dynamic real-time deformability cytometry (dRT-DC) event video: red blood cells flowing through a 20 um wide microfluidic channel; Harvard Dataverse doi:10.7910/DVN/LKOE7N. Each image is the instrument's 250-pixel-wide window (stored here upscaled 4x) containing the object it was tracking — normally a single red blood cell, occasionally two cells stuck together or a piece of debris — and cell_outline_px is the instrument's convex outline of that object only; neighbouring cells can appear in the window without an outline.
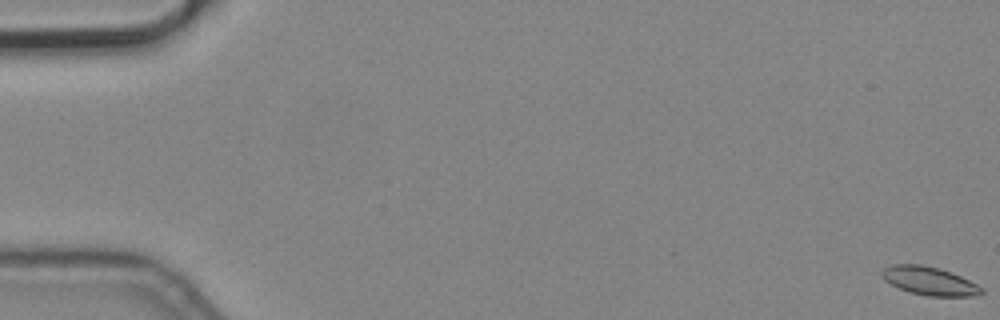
{"species": "common noctule bat (a hibernating species)", "species_latin": "Nyctalus noctula", "temperature_condition": "cold", "stored_images_in_passage": 6, "camera_frame_rate_fps": 3000, "um_per_image_px": 0.085, "animal": {"sex": "male", "body_mass_g": 19.2, "forearm_length_mm": 51.8}, "frame": {"image": 1, "passage_image": 1, "time_ms": 0.0, "image_size_px": [1000, 320], "cell_outline_px": [[984, 292], [972, 296], [928, 296], [912, 292], [900, 288], [884, 280], [880, 276], [880, 272], [884, 268], [892, 264], [920, 264], [940, 268], [952, 272], [984, 288]], "centroid_in_image_um": [78.98, 23.86], "position_along_channel_um": 6.0, "area_um2": 16.42}}
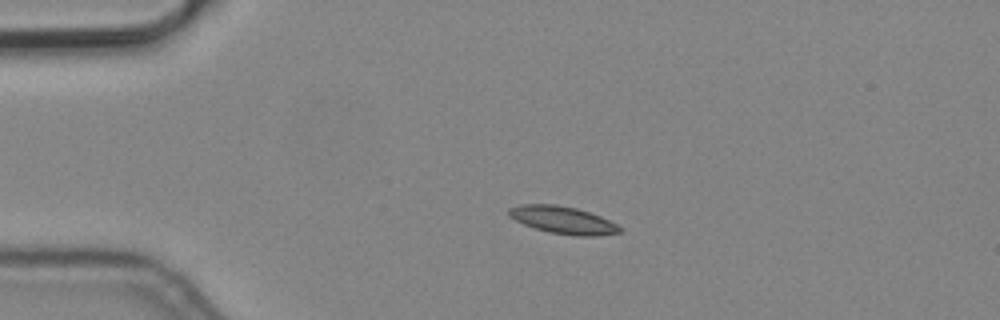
{"frame": {"image": 2, "passage_image": 5, "time_ms": 1.333, "image_size_px": [1000, 320], "cell_outline_px": [[620, 232], [596, 236], [576, 236], [548, 232], [524, 224], [508, 216], [508, 208], [520, 204], [556, 204], [576, 208], [600, 216], [616, 224], [620, 228]], "centroid_in_image_um": [47.81, 18.69], "position_along_channel_um": 37.2, "area_um2": 17.57}}